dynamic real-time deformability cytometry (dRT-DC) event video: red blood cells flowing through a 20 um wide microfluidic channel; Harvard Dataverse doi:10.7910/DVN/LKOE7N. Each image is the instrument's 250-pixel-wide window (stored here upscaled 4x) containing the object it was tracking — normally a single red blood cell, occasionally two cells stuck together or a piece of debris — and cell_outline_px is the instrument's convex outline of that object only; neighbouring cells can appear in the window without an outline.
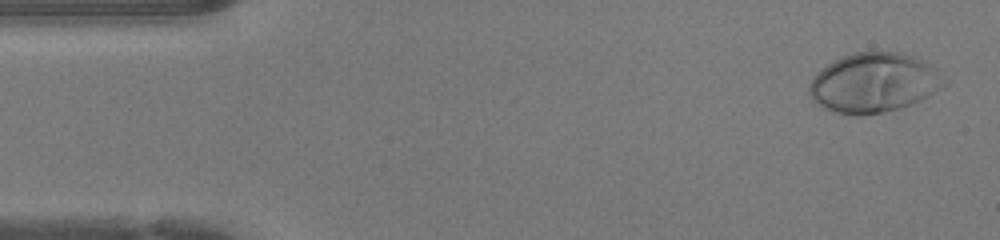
{"species": "human", "species_latin": "Homo sapiens", "temperature_condition": "warm", "stored_images_in_passage": 47, "camera_frame_rate_fps": 3000, "um_per_image_px": 0.085, "donor": {"sex": "female"}, "frame": {"image": 1, "passage_image": 2, "time_ms": 0.333, "image_size_px": [1000, 240], "cell_outline_px": [[948, 84], [928, 96], [912, 104], [884, 112], [860, 116], [856, 116], [836, 112], [824, 108], [812, 100], [808, 92], [808, 84], [812, 76], [828, 64], [844, 56], [856, 52], [904, 52], [932, 64]], "centroid_in_image_um": [74.27, 7.04], "position_along_channel_um": 10.7, "area_um2": 46.99}}
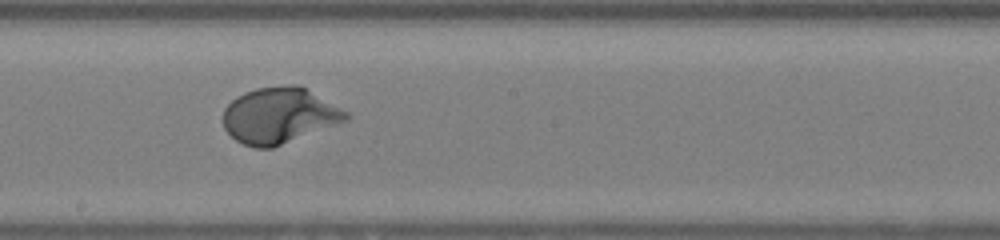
{"frame": {"image": 2, "passage_image": 25, "time_ms": 8.0, "image_size_px": [1000, 240], "cell_outline_px": [[348, 120], [272, 148], [256, 148], [244, 144], [236, 140], [224, 128], [224, 108], [236, 96], [244, 92], [256, 88], [288, 84], [300, 84], [348, 112]], "centroid_in_image_um": [23.73, 9.8], "position_along_channel_um": 224.5, "area_um2": 39.94}}
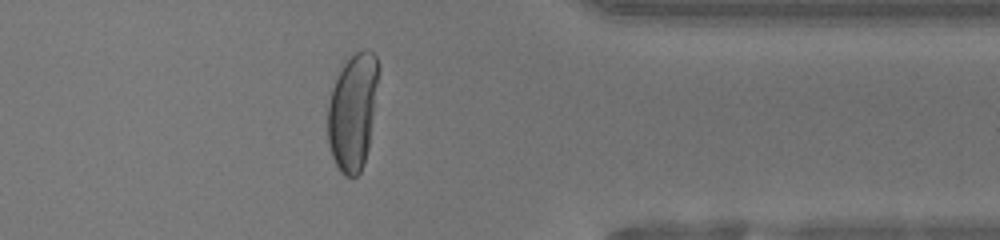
{"frame": {"image": 3, "passage_image": 37, "time_ms": 12.0, "image_size_px": [1000, 240], "cell_outline_px": [[380, 68], [368, 148], [364, 164], [360, 172], [356, 176], [344, 176], [340, 172], [332, 156], [328, 144], [328, 104], [332, 88], [344, 64], [356, 52], [364, 48], [368, 48], [376, 56]], "centroid_in_image_um": [30.0, 9.49], "position_along_channel_um": 381.4, "area_um2": 34.39}, "authors_computed_cell_mechanics": {"area_um2": 39.9398, "velocity_mm_per_s": 4.2671, "shape_relaxation_time_tau1_ms": 2.3497, "shape_relaxation_time_tau2_ms": null, "deformation_change_tau1": 0.2091, "deformation_change_tau2": null}}